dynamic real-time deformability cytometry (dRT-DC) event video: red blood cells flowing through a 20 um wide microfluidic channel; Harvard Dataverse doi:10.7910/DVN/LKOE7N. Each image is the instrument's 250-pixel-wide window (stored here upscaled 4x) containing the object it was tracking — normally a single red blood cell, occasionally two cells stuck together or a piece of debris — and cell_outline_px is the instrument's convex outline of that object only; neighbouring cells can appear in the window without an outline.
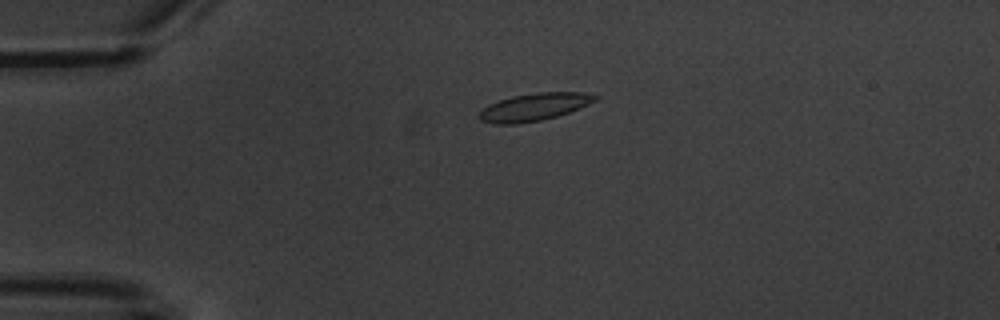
{"species": "common noctule bat (a hibernating species)", "species_latin": "Nyctalus noctula", "temperature_condition": "warm", "stored_images_in_passage": 3, "camera_frame_rate_fps": 3000, "um_per_image_px": 0.085, "animal": {"sex": "male", "body_mass_g": 20.1, "forearm_length_mm": 53.5}, "frame": {"image": 1, "passage_image": 2, "time_ms": 1.0, "image_size_px": [1000, 320], "cell_outline_px": [[600, 96], [596, 100], [580, 108], [556, 116], [540, 120], [516, 124], [496, 124], [480, 120], [476, 116], [488, 104], [512, 96], [536, 92], [584, 92]], "centroid_in_image_um": [45.4, 9.09], "position_along_channel_um": 39.6, "area_um2": 18.55}}